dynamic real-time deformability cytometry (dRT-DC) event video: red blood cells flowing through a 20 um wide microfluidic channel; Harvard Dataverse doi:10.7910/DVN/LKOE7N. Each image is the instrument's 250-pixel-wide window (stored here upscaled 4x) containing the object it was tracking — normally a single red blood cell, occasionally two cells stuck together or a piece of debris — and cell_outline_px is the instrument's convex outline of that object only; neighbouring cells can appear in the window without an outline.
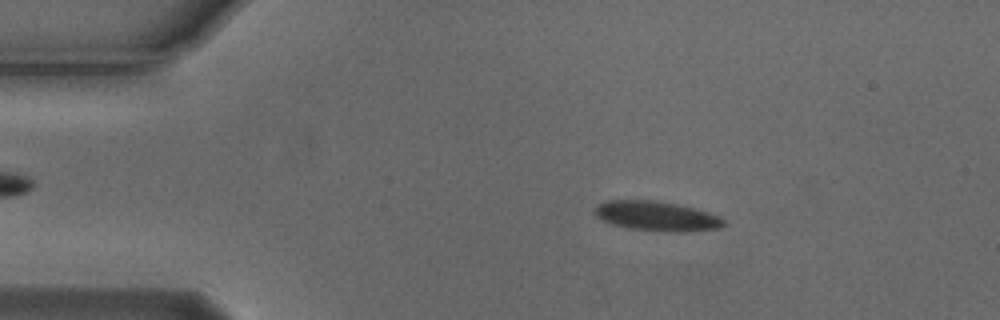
{"species": "Egyptian fruit bat (a non-hibernating species)", "species_latin": "Rousettus aegyptiacus", "temperature_condition": "cold", "stored_images_in_passage": 54, "camera_frame_rate_fps": 3000, "um_per_image_px": 0.085, "animal": {"sex": "male"}, "frame": {"image": 1, "passage_image": 9, "time_ms": 2.667, "image_size_px": [1000, 320], "cell_outline_px": [[728, 224], [720, 228], [680, 232], [672, 232], [628, 228], [612, 224], [600, 220], [592, 212], [600, 204], [608, 200], [652, 200], [676, 204], [692, 208], [716, 216], [724, 220]], "centroid_in_image_um": [55.77, 18.38], "position_along_channel_um": 29.2, "area_um2": 22.02}}
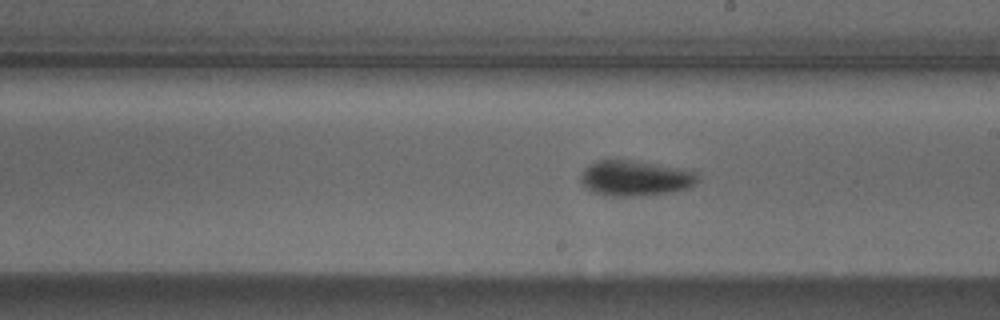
{"frame": {"image": 2, "passage_image": 30, "time_ms": 9.667, "image_size_px": [1000, 320], "cell_outline_px": [[700, 176], [696, 184], [688, 188], [672, 192], [640, 196], [608, 196], [592, 192], [584, 188], [580, 180], [580, 176], [584, 168], [588, 164], [596, 160], [632, 160], [684, 168], [696, 172]], "centroid_in_image_um": [53.99, 15.14], "position_along_channel_um": 235.0, "area_um2": 24.68}}
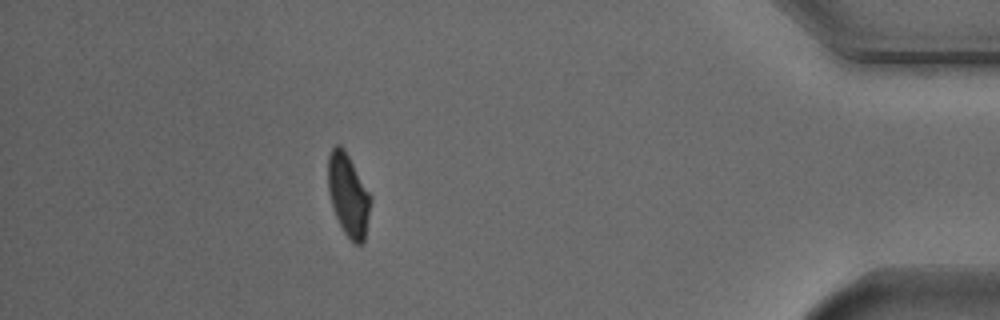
{"frame": {"image": 3, "passage_image": 48, "time_ms": 15.667, "image_size_px": [1000, 320], "cell_outline_px": [[372, 200], [364, 240], [360, 244], [356, 244], [344, 232], [336, 216], [328, 192], [328, 156], [332, 148], [336, 144], [340, 144], [344, 148], [372, 196]], "centroid_in_image_um": [29.61, 16.54], "position_along_channel_um": 405.6, "area_um2": 20.35}, "authors_computed_cell_mechanics": {"area_um2": 22.1374, "velocity_mm_per_s": 3.7086, "shape_relaxation_time_tau1_ms": 2.4918, "shape_relaxation_time_tau2_ms": null, "deformation_change_tau1": 0.1059, "deformation_change_tau2": null}}